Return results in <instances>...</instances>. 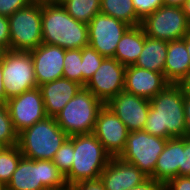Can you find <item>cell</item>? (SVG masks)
<instances>
[{"label": "cell", "mask_w": 190, "mask_h": 190, "mask_svg": "<svg viewBox=\"0 0 190 190\" xmlns=\"http://www.w3.org/2000/svg\"><path fill=\"white\" fill-rule=\"evenodd\" d=\"M184 96L178 84L170 83L150 99V109L143 130L165 139L184 137Z\"/></svg>", "instance_id": "cell-1"}, {"label": "cell", "mask_w": 190, "mask_h": 190, "mask_svg": "<svg viewBox=\"0 0 190 190\" xmlns=\"http://www.w3.org/2000/svg\"><path fill=\"white\" fill-rule=\"evenodd\" d=\"M42 42L65 50L89 45L88 24L71 17L60 3L42 4Z\"/></svg>", "instance_id": "cell-2"}, {"label": "cell", "mask_w": 190, "mask_h": 190, "mask_svg": "<svg viewBox=\"0 0 190 190\" xmlns=\"http://www.w3.org/2000/svg\"><path fill=\"white\" fill-rule=\"evenodd\" d=\"M111 155L93 133L74 135V155L70 172L65 176L70 186L99 179Z\"/></svg>", "instance_id": "cell-3"}, {"label": "cell", "mask_w": 190, "mask_h": 190, "mask_svg": "<svg viewBox=\"0 0 190 190\" xmlns=\"http://www.w3.org/2000/svg\"><path fill=\"white\" fill-rule=\"evenodd\" d=\"M68 138L55 117L47 116L20 132L17 145L25 158L52 160L56 151Z\"/></svg>", "instance_id": "cell-4"}, {"label": "cell", "mask_w": 190, "mask_h": 190, "mask_svg": "<svg viewBox=\"0 0 190 190\" xmlns=\"http://www.w3.org/2000/svg\"><path fill=\"white\" fill-rule=\"evenodd\" d=\"M103 106L97 97L82 87L55 119L68 136L93 133L97 115Z\"/></svg>", "instance_id": "cell-5"}, {"label": "cell", "mask_w": 190, "mask_h": 190, "mask_svg": "<svg viewBox=\"0 0 190 190\" xmlns=\"http://www.w3.org/2000/svg\"><path fill=\"white\" fill-rule=\"evenodd\" d=\"M66 184L64 175L52 160L22 157L6 185V190H45Z\"/></svg>", "instance_id": "cell-6"}, {"label": "cell", "mask_w": 190, "mask_h": 190, "mask_svg": "<svg viewBox=\"0 0 190 190\" xmlns=\"http://www.w3.org/2000/svg\"><path fill=\"white\" fill-rule=\"evenodd\" d=\"M10 50L30 51L42 44V4L30 3L8 17Z\"/></svg>", "instance_id": "cell-7"}, {"label": "cell", "mask_w": 190, "mask_h": 190, "mask_svg": "<svg viewBox=\"0 0 190 190\" xmlns=\"http://www.w3.org/2000/svg\"><path fill=\"white\" fill-rule=\"evenodd\" d=\"M167 139L148 134L144 130L129 132L126 146L119 158L138 167L146 176L154 178V169Z\"/></svg>", "instance_id": "cell-8"}, {"label": "cell", "mask_w": 190, "mask_h": 190, "mask_svg": "<svg viewBox=\"0 0 190 190\" xmlns=\"http://www.w3.org/2000/svg\"><path fill=\"white\" fill-rule=\"evenodd\" d=\"M1 62L7 99L38 87L29 51L7 50Z\"/></svg>", "instance_id": "cell-9"}, {"label": "cell", "mask_w": 190, "mask_h": 190, "mask_svg": "<svg viewBox=\"0 0 190 190\" xmlns=\"http://www.w3.org/2000/svg\"><path fill=\"white\" fill-rule=\"evenodd\" d=\"M145 35L165 41L180 40L190 32V23L180 6L163 5L141 22Z\"/></svg>", "instance_id": "cell-10"}, {"label": "cell", "mask_w": 190, "mask_h": 190, "mask_svg": "<svg viewBox=\"0 0 190 190\" xmlns=\"http://www.w3.org/2000/svg\"><path fill=\"white\" fill-rule=\"evenodd\" d=\"M129 27L126 22L99 12L88 24L89 46L103 57L114 58L118 42Z\"/></svg>", "instance_id": "cell-11"}, {"label": "cell", "mask_w": 190, "mask_h": 190, "mask_svg": "<svg viewBox=\"0 0 190 190\" xmlns=\"http://www.w3.org/2000/svg\"><path fill=\"white\" fill-rule=\"evenodd\" d=\"M125 70L126 66L115 58L105 57L84 87L106 105L117 94L124 91Z\"/></svg>", "instance_id": "cell-12"}, {"label": "cell", "mask_w": 190, "mask_h": 190, "mask_svg": "<svg viewBox=\"0 0 190 190\" xmlns=\"http://www.w3.org/2000/svg\"><path fill=\"white\" fill-rule=\"evenodd\" d=\"M6 105L18 134L47 117L44 101L38 87L8 99Z\"/></svg>", "instance_id": "cell-13"}, {"label": "cell", "mask_w": 190, "mask_h": 190, "mask_svg": "<svg viewBox=\"0 0 190 190\" xmlns=\"http://www.w3.org/2000/svg\"><path fill=\"white\" fill-rule=\"evenodd\" d=\"M93 134L111 157H119L125 149L129 130L117 115L104 105L97 115Z\"/></svg>", "instance_id": "cell-14"}, {"label": "cell", "mask_w": 190, "mask_h": 190, "mask_svg": "<svg viewBox=\"0 0 190 190\" xmlns=\"http://www.w3.org/2000/svg\"><path fill=\"white\" fill-rule=\"evenodd\" d=\"M106 106L117 115L129 132H134L143 130L150 109V100L122 91Z\"/></svg>", "instance_id": "cell-15"}, {"label": "cell", "mask_w": 190, "mask_h": 190, "mask_svg": "<svg viewBox=\"0 0 190 190\" xmlns=\"http://www.w3.org/2000/svg\"><path fill=\"white\" fill-rule=\"evenodd\" d=\"M34 64L37 85L63 77L65 49L46 43L29 51Z\"/></svg>", "instance_id": "cell-16"}, {"label": "cell", "mask_w": 190, "mask_h": 190, "mask_svg": "<svg viewBox=\"0 0 190 190\" xmlns=\"http://www.w3.org/2000/svg\"><path fill=\"white\" fill-rule=\"evenodd\" d=\"M169 84L170 82L162 73L146 70L135 65L126 67L124 91L127 93L150 100Z\"/></svg>", "instance_id": "cell-17"}, {"label": "cell", "mask_w": 190, "mask_h": 190, "mask_svg": "<svg viewBox=\"0 0 190 190\" xmlns=\"http://www.w3.org/2000/svg\"><path fill=\"white\" fill-rule=\"evenodd\" d=\"M147 178L138 167L119 157H112L99 177L105 190H129Z\"/></svg>", "instance_id": "cell-18"}, {"label": "cell", "mask_w": 190, "mask_h": 190, "mask_svg": "<svg viewBox=\"0 0 190 190\" xmlns=\"http://www.w3.org/2000/svg\"><path fill=\"white\" fill-rule=\"evenodd\" d=\"M82 87L79 83L64 77L38 86L47 116L55 117Z\"/></svg>", "instance_id": "cell-19"}, {"label": "cell", "mask_w": 190, "mask_h": 190, "mask_svg": "<svg viewBox=\"0 0 190 190\" xmlns=\"http://www.w3.org/2000/svg\"><path fill=\"white\" fill-rule=\"evenodd\" d=\"M181 150H184V137L167 139L165 148L159 155L155 165V180L165 184L168 180L179 176Z\"/></svg>", "instance_id": "cell-20"}, {"label": "cell", "mask_w": 190, "mask_h": 190, "mask_svg": "<svg viewBox=\"0 0 190 190\" xmlns=\"http://www.w3.org/2000/svg\"><path fill=\"white\" fill-rule=\"evenodd\" d=\"M190 71V59L185 42L168 41L164 76L172 84H177Z\"/></svg>", "instance_id": "cell-21"}, {"label": "cell", "mask_w": 190, "mask_h": 190, "mask_svg": "<svg viewBox=\"0 0 190 190\" xmlns=\"http://www.w3.org/2000/svg\"><path fill=\"white\" fill-rule=\"evenodd\" d=\"M144 41L142 26H130L118 42L114 58L126 67L134 65L143 50Z\"/></svg>", "instance_id": "cell-22"}, {"label": "cell", "mask_w": 190, "mask_h": 190, "mask_svg": "<svg viewBox=\"0 0 190 190\" xmlns=\"http://www.w3.org/2000/svg\"><path fill=\"white\" fill-rule=\"evenodd\" d=\"M168 41L153 39L145 35L143 50L135 66L164 74Z\"/></svg>", "instance_id": "cell-23"}, {"label": "cell", "mask_w": 190, "mask_h": 190, "mask_svg": "<svg viewBox=\"0 0 190 190\" xmlns=\"http://www.w3.org/2000/svg\"><path fill=\"white\" fill-rule=\"evenodd\" d=\"M100 12L112 16L130 26L141 25L132 0H100Z\"/></svg>", "instance_id": "cell-24"}, {"label": "cell", "mask_w": 190, "mask_h": 190, "mask_svg": "<svg viewBox=\"0 0 190 190\" xmlns=\"http://www.w3.org/2000/svg\"><path fill=\"white\" fill-rule=\"evenodd\" d=\"M61 5L71 17L86 24L100 12V0H65Z\"/></svg>", "instance_id": "cell-25"}, {"label": "cell", "mask_w": 190, "mask_h": 190, "mask_svg": "<svg viewBox=\"0 0 190 190\" xmlns=\"http://www.w3.org/2000/svg\"><path fill=\"white\" fill-rule=\"evenodd\" d=\"M22 157L18 145L3 147L0 150V182L5 186L9 183Z\"/></svg>", "instance_id": "cell-26"}, {"label": "cell", "mask_w": 190, "mask_h": 190, "mask_svg": "<svg viewBox=\"0 0 190 190\" xmlns=\"http://www.w3.org/2000/svg\"><path fill=\"white\" fill-rule=\"evenodd\" d=\"M82 49L65 50L63 77L82 85Z\"/></svg>", "instance_id": "cell-27"}, {"label": "cell", "mask_w": 190, "mask_h": 190, "mask_svg": "<svg viewBox=\"0 0 190 190\" xmlns=\"http://www.w3.org/2000/svg\"><path fill=\"white\" fill-rule=\"evenodd\" d=\"M0 144L11 147L18 144L16 132L6 104H0Z\"/></svg>", "instance_id": "cell-28"}, {"label": "cell", "mask_w": 190, "mask_h": 190, "mask_svg": "<svg viewBox=\"0 0 190 190\" xmlns=\"http://www.w3.org/2000/svg\"><path fill=\"white\" fill-rule=\"evenodd\" d=\"M101 54H99L95 49L89 45L82 48V86L89 81L93 74L100 67L103 59Z\"/></svg>", "instance_id": "cell-29"}, {"label": "cell", "mask_w": 190, "mask_h": 190, "mask_svg": "<svg viewBox=\"0 0 190 190\" xmlns=\"http://www.w3.org/2000/svg\"><path fill=\"white\" fill-rule=\"evenodd\" d=\"M74 155V135L69 138L61 145L56 151L52 162L57 166L59 171L64 177L70 172Z\"/></svg>", "instance_id": "cell-30"}, {"label": "cell", "mask_w": 190, "mask_h": 190, "mask_svg": "<svg viewBox=\"0 0 190 190\" xmlns=\"http://www.w3.org/2000/svg\"><path fill=\"white\" fill-rule=\"evenodd\" d=\"M132 2L136 14L141 20L164 5L162 0H132Z\"/></svg>", "instance_id": "cell-31"}, {"label": "cell", "mask_w": 190, "mask_h": 190, "mask_svg": "<svg viewBox=\"0 0 190 190\" xmlns=\"http://www.w3.org/2000/svg\"><path fill=\"white\" fill-rule=\"evenodd\" d=\"M30 0H0V15L9 17L19 9L27 7Z\"/></svg>", "instance_id": "cell-32"}, {"label": "cell", "mask_w": 190, "mask_h": 190, "mask_svg": "<svg viewBox=\"0 0 190 190\" xmlns=\"http://www.w3.org/2000/svg\"><path fill=\"white\" fill-rule=\"evenodd\" d=\"M179 176H190V138L184 137V150H181Z\"/></svg>", "instance_id": "cell-33"}, {"label": "cell", "mask_w": 190, "mask_h": 190, "mask_svg": "<svg viewBox=\"0 0 190 190\" xmlns=\"http://www.w3.org/2000/svg\"><path fill=\"white\" fill-rule=\"evenodd\" d=\"M164 190H190V176H177L168 180Z\"/></svg>", "instance_id": "cell-34"}, {"label": "cell", "mask_w": 190, "mask_h": 190, "mask_svg": "<svg viewBox=\"0 0 190 190\" xmlns=\"http://www.w3.org/2000/svg\"><path fill=\"white\" fill-rule=\"evenodd\" d=\"M0 46L10 50L9 19L0 15Z\"/></svg>", "instance_id": "cell-35"}, {"label": "cell", "mask_w": 190, "mask_h": 190, "mask_svg": "<svg viewBox=\"0 0 190 190\" xmlns=\"http://www.w3.org/2000/svg\"><path fill=\"white\" fill-rule=\"evenodd\" d=\"M71 190H105L100 179L82 181L71 185Z\"/></svg>", "instance_id": "cell-36"}, {"label": "cell", "mask_w": 190, "mask_h": 190, "mask_svg": "<svg viewBox=\"0 0 190 190\" xmlns=\"http://www.w3.org/2000/svg\"><path fill=\"white\" fill-rule=\"evenodd\" d=\"M129 190H164V184L152 177H148L141 184L136 185Z\"/></svg>", "instance_id": "cell-37"}, {"label": "cell", "mask_w": 190, "mask_h": 190, "mask_svg": "<svg viewBox=\"0 0 190 190\" xmlns=\"http://www.w3.org/2000/svg\"><path fill=\"white\" fill-rule=\"evenodd\" d=\"M185 131L184 137L190 138V96H184Z\"/></svg>", "instance_id": "cell-38"}, {"label": "cell", "mask_w": 190, "mask_h": 190, "mask_svg": "<svg viewBox=\"0 0 190 190\" xmlns=\"http://www.w3.org/2000/svg\"><path fill=\"white\" fill-rule=\"evenodd\" d=\"M177 84L185 95L190 96V71Z\"/></svg>", "instance_id": "cell-39"}, {"label": "cell", "mask_w": 190, "mask_h": 190, "mask_svg": "<svg viewBox=\"0 0 190 190\" xmlns=\"http://www.w3.org/2000/svg\"><path fill=\"white\" fill-rule=\"evenodd\" d=\"M3 70H2V62H0V104H6L8 99L5 93L4 83H3Z\"/></svg>", "instance_id": "cell-40"}, {"label": "cell", "mask_w": 190, "mask_h": 190, "mask_svg": "<svg viewBox=\"0 0 190 190\" xmlns=\"http://www.w3.org/2000/svg\"><path fill=\"white\" fill-rule=\"evenodd\" d=\"M164 5L180 6L184 4L186 0H162Z\"/></svg>", "instance_id": "cell-41"}, {"label": "cell", "mask_w": 190, "mask_h": 190, "mask_svg": "<svg viewBox=\"0 0 190 190\" xmlns=\"http://www.w3.org/2000/svg\"><path fill=\"white\" fill-rule=\"evenodd\" d=\"M185 16L187 17L188 22L190 23V0H186L182 5Z\"/></svg>", "instance_id": "cell-42"}, {"label": "cell", "mask_w": 190, "mask_h": 190, "mask_svg": "<svg viewBox=\"0 0 190 190\" xmlns=\"http://www.w3.org/2000/svg\"><path fill=\"white\" fill-rule=\"evenodd\" d=\"M182 40L185 42L186 44V49H187V52H188V55H189V59H190V32L185 35Z\"/></svg>", "instance_id": "cell-43"}, {"label": "cell", "mask_w": 190, "mask_h": 190, "mask_svg": "<svg viewBox=\"0 0 190 190\" xmlns=\"http://www.w3.org/2000/svg\"><path fill=\"white\" fill-rule=\"evenodd\" d=\"M31 3H39V4H46V3H56V0H30Z\"/></svg>", "instance_id": "cell-44"}, {"label": "cell", "mask_w": 190, "mask_h": 190, "mask_svg": "<svg viewBox=\"0 0 190 190\" xmlns=\"http://www.w3.org/2000/svg\"><path fill=\"white\" fill-rule=\"evenodd\" d=\"M45 190H71V186L69 184H66L62 187L50 188V189H45Z\"/></svg>", "instance_id": "cell-45"}, {"label": "cell", "mask_w": 190, "mask_h": 190, "mask_svg": "<svg viewBox=\"0 0 190 190\" xmlns=\"http://www.w3.org/2000/svg\"><path fill=\"white\" fill-rule=\"evenodd\" d=\"M6 51L7 50L4 47L0 46V62L3 60V57H4L5 53H6Z\"/></svg>", "instance_id": "cell-46"}, {"label": "cell", "mask_w": 190, "mask_h": 190, "mask_svg": "<svg viewBox=\"0 0 190 190\" xmlns=\"http://www.w3.org/2000/svg\"><path fill=\"white\" fill-rule=\"evenodd\" d=\"M0 190H6V186L0 182Z\"/></svg>", "instance_id": "cell-47"}, {"label": "cell", "mask_w": 190, "mask_h": 190, "mask_svg": "<svg viewBox=\"0 0 190 190\" xmlns=\"http://www.w3.org/2000/svg\"><path fill=\"white\" fill-rule=\"evenodd\" d=\"M63 1H65V0H56V3H62Z\"/></svg>", "instance_id": "cell-48"}]
</instances>
